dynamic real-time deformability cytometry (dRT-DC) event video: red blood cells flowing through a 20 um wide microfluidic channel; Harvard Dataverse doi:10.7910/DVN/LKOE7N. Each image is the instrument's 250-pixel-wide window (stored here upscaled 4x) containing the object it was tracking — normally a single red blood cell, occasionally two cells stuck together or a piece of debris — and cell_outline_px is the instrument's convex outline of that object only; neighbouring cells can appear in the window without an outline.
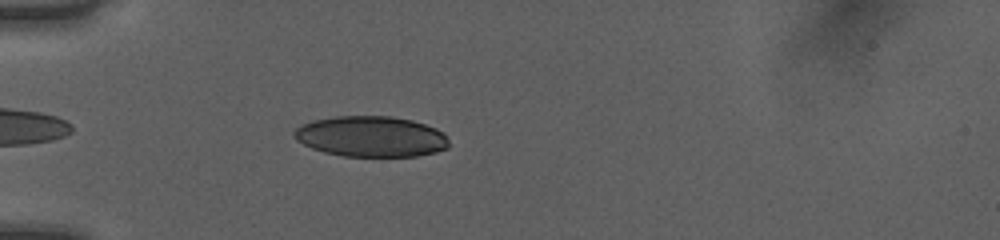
{"species": "human", "species_latin": "Homo sapiens", "temperature_condition": "room temperature", "stored_images_in_passage": 36, "camera_frame_rate_fps": 3000, "um_per_image_px": 0.085, "donor": {"sex": "female"}, "frame": {"image": 1, "passage_image": 4, "time_ms": 1.0, "image_size_px": [1000, 240], "cell_outline_px": [[448, 148], [436, 152], [416, 156], [344, 156], [324, 152], [312, 148], [296, 140], [292, 136], [292, 132], [300, 124], [312, 120], [336, 116], [392, 116], [412, 120], [436, 128], [444, 132], [448, 140]], "centroid_in_image_um": [31.52, 11.59], "position_along_channel_um": 53.5, "area_um2": 36.93}}
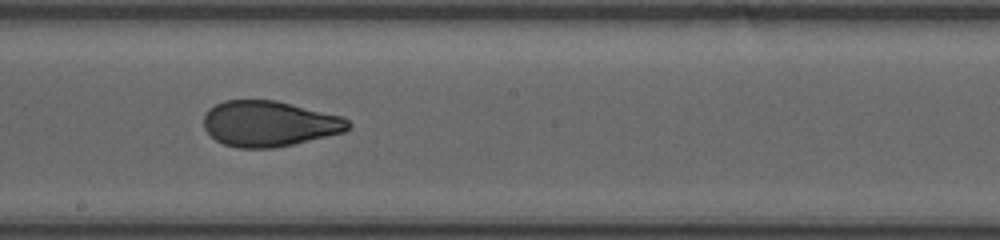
{"frame": {"image": 2, "passage_image": 18, "time_ms": 5.667, "image_size_px": [1000, 240], "cell_outline_px": [[352, 124], [344, 132], [292, 144], [272, 148], [236, 148], [224, 144], [216, 140], [204, 128], [204, 116], [208, 108], [224, 100], [276, 100], [340, 116], [348, 120]], "centroid_in_image_um": [22.85, 10.51], "position_along_channel_um": 225.4, "area_um2": 38.21}}
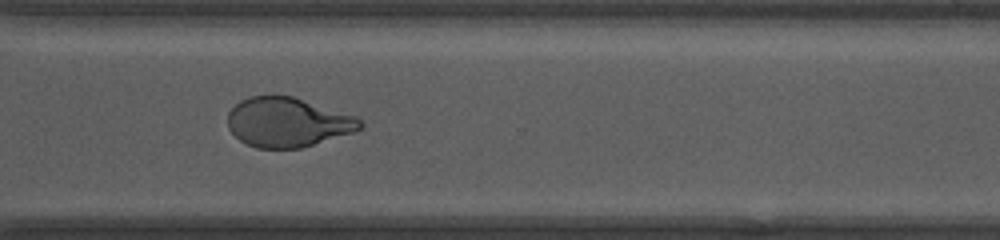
{"frame": {"image": 3, "passage_image": 27, "time_ms": 8.667, "image_size_px": [1000, 240], "cell_outline_px": [[364, 124], [360, 128], [352, 132], [300, 148], [256, 148], [240, 140], [228, 128], [228, 112], [240, 100], [252, 96], [276, 92], [292, 96], [356, 116]], "centroid_in_image_um": [24.41, 10.35], "position_along_channel_um": 346.2, "area_um2": 38.26}, "authors_computed_cell_mechanics": {"area_um2": 39.0728, "velocity_mm_per_s": 4.0549, "shape_relaxation_time_tau1_ms": 5.1552, "shape_relaxation_time_tau2_ms": 0.8837, "deformation_change_tau1": 0.1867, "deformation_change_tau2": 0.0584}}